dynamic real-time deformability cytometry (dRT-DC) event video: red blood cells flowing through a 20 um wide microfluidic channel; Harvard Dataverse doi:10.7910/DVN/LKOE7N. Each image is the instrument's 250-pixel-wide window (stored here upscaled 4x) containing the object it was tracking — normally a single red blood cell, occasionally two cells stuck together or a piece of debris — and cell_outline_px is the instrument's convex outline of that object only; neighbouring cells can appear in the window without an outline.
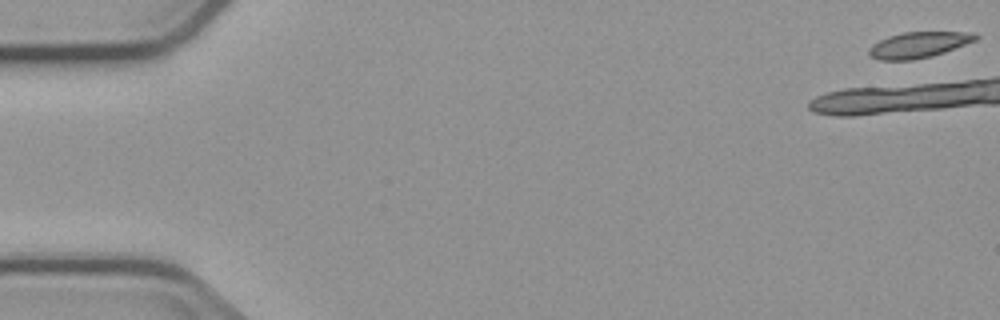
{"species": "common noctule bat (a hibernating species)", "species_latin": "Nyctalus noctula", "temperature_condition": "cold", "stored_images_in_passage": 8, "camera_frame_rate_fps": 3000, "um_per_image_px": 0.085, "animal": {"sex": "male", "body_mass_g": 23.1, "forearm_length_mm": 52.7}, "frame": {"image": 1, "passage_image": 1, "time_ms": 0.0, "image_size_px": [1000, 320], "cell_outline_px": [[980, 36], [976, 40], [944, 52], [932, 56], [912, 60], [880, 60], [868, 56], [868, 48], [872, 44], [888, 36], [904, 32], [976, 32]], "centroid_in_image_um": [78.07, 3.81], "position_along_channel_um": 6.9, "area_um2": 16.18}}
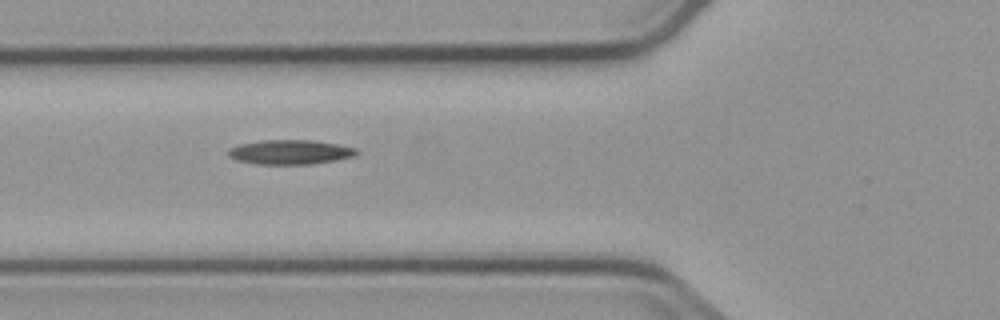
{"frame": {"image": 2, "passage_image": 7, "time_ms": 8.0, "image_size_px": [1000, 320], "cell_outline_px": [[360, 152], [352, 156], [336, 160], [312, 164], [256, 164], [236, 160], [228, 156], [228, 152], [232, 148], [240, 144], [260, 140], [312, 140], [336, 144], [356, 148]], "centroid_in_image_um": [24.66, 12.93], "position_along_channel_um": 101.1, "area_um2": 18.21}}
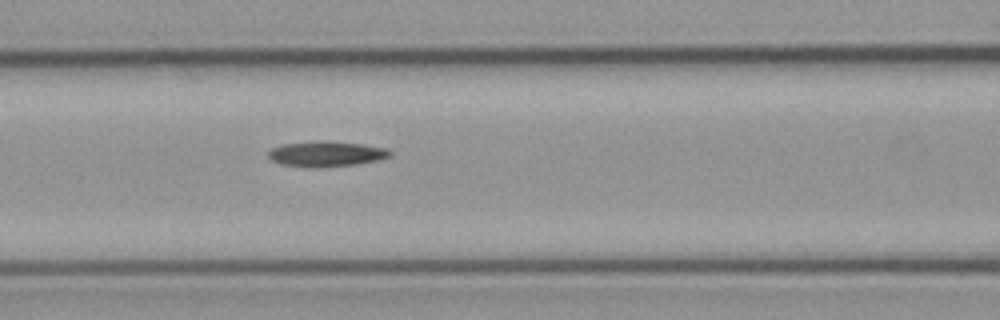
{"frame": {"image": 3, "passage_image": 8, "time_ms": 9.0, "image_size_px": [1000, 320], "cell_outline_px": [[392, 152], [388, 156], [376, 160], [356, 164], [320, 168], [300, 168], [280, 164], [272, 160], [268, 156], [268, 152], [272, 148], [284, 144], [360, 144], [384, 148]], "centroid_in_image_um": [27.66, 13.16], "position_along_channel_um": 138.9, "area_um2": 16.88}}